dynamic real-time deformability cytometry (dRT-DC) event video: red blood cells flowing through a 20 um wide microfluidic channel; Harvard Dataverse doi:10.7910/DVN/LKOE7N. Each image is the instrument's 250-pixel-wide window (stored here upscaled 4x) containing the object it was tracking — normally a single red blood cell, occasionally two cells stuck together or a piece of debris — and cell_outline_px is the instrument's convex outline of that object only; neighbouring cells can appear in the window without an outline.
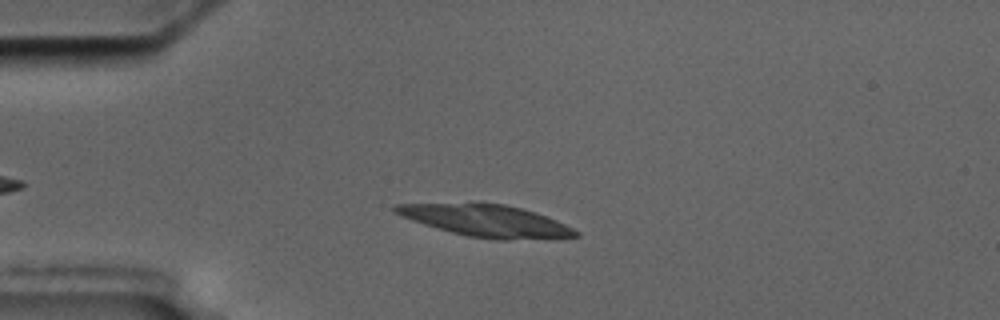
{"species": "common noctule bat (a hibernating species)", "species_latin": "Nyctalus noctula", "temperature_condition": "cold", "stored_images_in_passage": 5, "camera_frame_rate_fps": 3000, "um_per_image_px": 0.085, "animal": {"sex": "male", "body_mass_g": 17.5, "forearm_length_mm": 52.3}, "frame": {"image": 1, "passage_image": 2, "time_ms": 1.333, "image_size_px": [1000, 320], "cell_outline_px": [[580, 236], [508, 240], [496, 240], [468, 236], [436, 228], [412, 220], [392, 212], [392, 208], [396, 204], [504, 204], [536, 212], [556, 220], [580, 232]], "centroid_in_image_um": [41.34, 18.78], "position_along_channel_um": 43.7, "area_um2": 32.83}}